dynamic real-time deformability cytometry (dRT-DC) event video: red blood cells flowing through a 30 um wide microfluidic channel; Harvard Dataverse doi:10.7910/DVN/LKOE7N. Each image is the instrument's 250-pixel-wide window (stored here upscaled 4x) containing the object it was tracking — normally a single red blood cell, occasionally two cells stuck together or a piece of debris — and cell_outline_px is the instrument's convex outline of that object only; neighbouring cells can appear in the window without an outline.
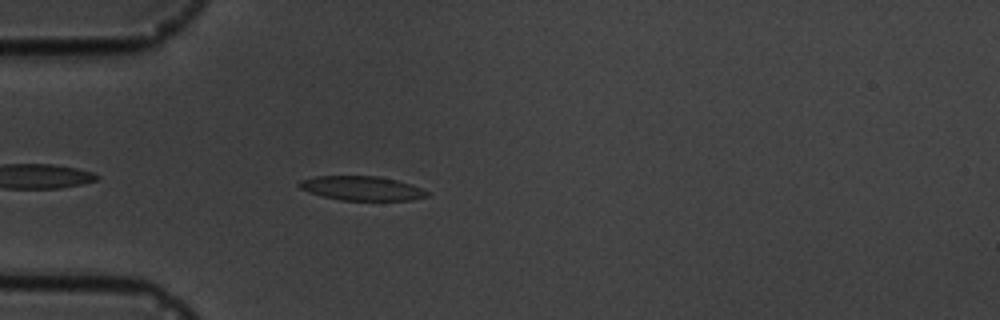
{"species": "common noctule bat (a hibernating species)", "species_latin": "Nyctalus noctula", "temperature_condition": "cold", "stored_images_in_passage": 3, "camera_frame_rate_fps": 3000, "um_per_image_px": 0.085, "animal": {"sex": "male", "body_mass_g": 19.5, "forearm_length_mm": 54.6}, "frame": {"image": 1, "passage_image": 3, "time_ms": 2.333, "image_size_px": [1000, 320], "cell_outline_px": [[428, 196], [412, 200], [340, 200], [320, 196], [308, 192], [300, 188], [296, 184], [300, 180], [316, 176], [376, 176], [396, 180], [420, 188], [428, 192]], "centroid_in_image_um": [30.68, 16.01], "position_along_channel_um": 54.3, "area_um2": 17.98}}